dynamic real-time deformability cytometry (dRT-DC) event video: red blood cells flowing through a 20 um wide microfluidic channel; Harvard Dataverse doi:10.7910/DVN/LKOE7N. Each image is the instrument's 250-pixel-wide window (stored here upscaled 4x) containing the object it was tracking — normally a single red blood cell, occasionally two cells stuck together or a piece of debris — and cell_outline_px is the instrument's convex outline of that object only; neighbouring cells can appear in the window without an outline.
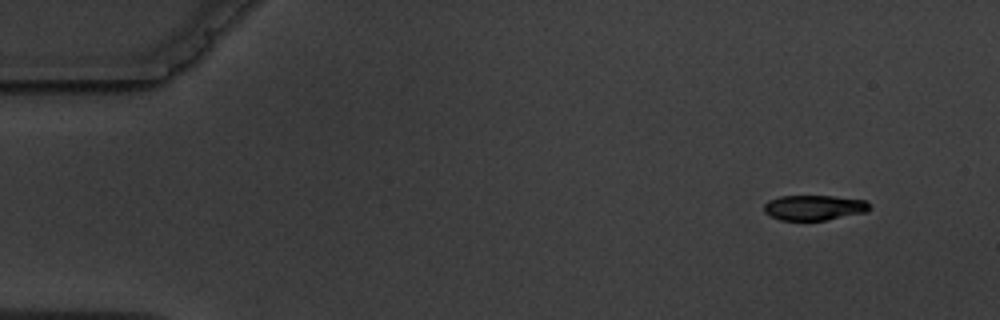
{"species": "common noctule bat (a hibernating species)", "species_latin": "Nyctalus noctula", "temperature_condition": "warm", "stored_images_in_passage": 9, "camera_frame_rate_fps": 3000, "um_per_image_px": 0.085, "animal": {"sex": "male", "body_mass_g": 19.5, "forearm_length_mm": 54.6}, "frame": {"image": 1, "passage_image": 1, "time_ms": 0.0, "image_size_px": [1000, 320], "cell_outline_px": [[872, 208], [868, 212], [824, 220], [780, 220], [764, 212], [764, 204], [768, 200], [780, 196], [832, 196], [864, 200]], "centroid_in_image_um": [69.2, 17.65], "position_along_channel_um": 15.8, "area_um2": 15.43}}
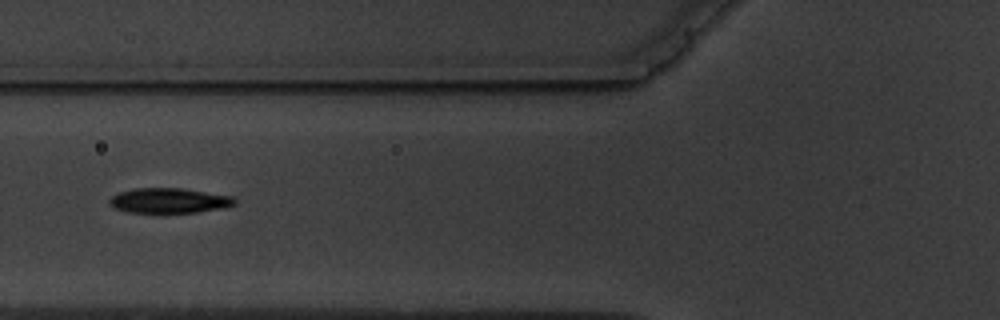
{"frame": {"image": 2, "passage_image": 6, "time_ms": 5.667, "image_size_px": [1000, 320], "cell_outline_px": [[236, 204], [224, 208], [196, 212], [128, 212], [112, 208], [108, 204], [108, 200], [112, 196], [120, 192], [136, 188], [180, 188], [232, 196], [236, 200]], "centroid_in_image_um": [14.35, 17.05], "position_along_channel_um": 111.5, "area_um2": 18.21}}
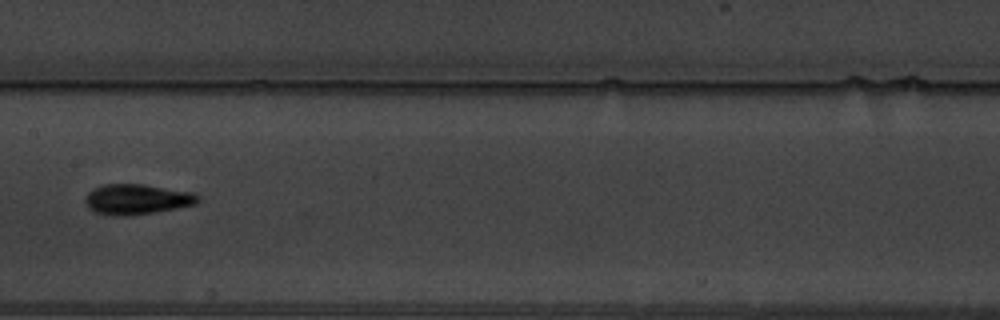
{"frame": {"image": 3, "passage_image": 8, "time_ms": 8.0, "image_size_px": [1000, 320], "cell_outline_px": [[200, 200], [196, 204], [176, 208], [128, 216], [112, 216], [96, 212], [88, 208], [84, 200], [88, 192], [104, 184], [144, 184], [196, 192], [200, 196]], "centroid_in_image_um": [11.67, 16.93], "position_along_channel_um": 195.7, "area_um2": 20.06}}